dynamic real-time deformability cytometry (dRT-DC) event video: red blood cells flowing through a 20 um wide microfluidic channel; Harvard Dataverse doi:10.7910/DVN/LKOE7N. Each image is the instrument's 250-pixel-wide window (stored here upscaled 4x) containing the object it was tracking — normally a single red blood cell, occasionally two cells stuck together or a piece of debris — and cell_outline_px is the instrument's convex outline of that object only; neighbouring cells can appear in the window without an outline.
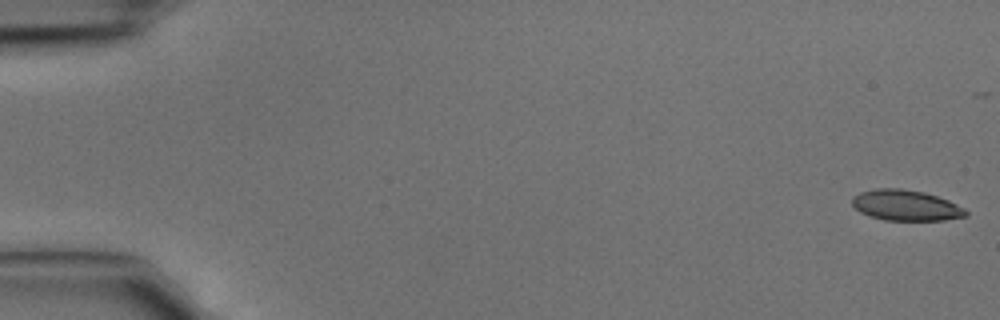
{"species": "common noctule bat (a hibernating species)", "species_latin": "Nyctalus noctula", "temperature_condition": "cold", "stored_images_in_passage": 5, "camera_frame_rate_fps": 3000, "um_per_image_px": 0.085, "animal": {"sex": "male", "body_mass_g": 15.6}, "frame": {"image": 1, "passage_image": 1, "time_ms": 0.0, "image_size_px": [1000, 320], "cell_outline_px": [[968, 216], [944, 220], [884, 220], [868, 216], [860, 212], [852, 204], [852, 196], [860, 192], [876, 188], [900, 188], [924, 192], [948, 200], [964, 208], [968, 212]], "centroid_in_image_um": [76.98, 17.45], "position_along_channel_um": 8.0, "area_um2": 20.4}}
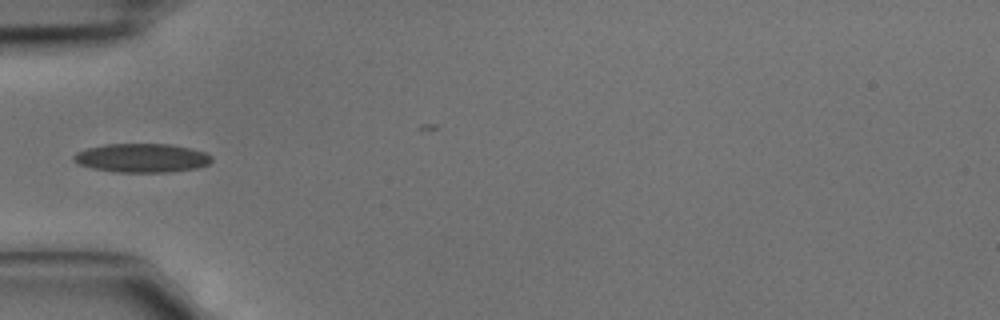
{"frame": {"image": 2, "passage_image": 4, "time_ms": 1.0, "image_size_px": [1000, 320], "cell_outline_px": [[212, 160], [208, 164], [196, 168], [168, 172], [116, 172], [92, 168], [80, 164], [72, 160], [72, 156], [76, 152], [88, 148], [104, 144], [172, 144], [192, 148], [204, 152], [212, 156]], "centroid_in_image_um": [12.05, 13.42], "position_along_channel_um": 72.9, "area_um2": 23.24}}